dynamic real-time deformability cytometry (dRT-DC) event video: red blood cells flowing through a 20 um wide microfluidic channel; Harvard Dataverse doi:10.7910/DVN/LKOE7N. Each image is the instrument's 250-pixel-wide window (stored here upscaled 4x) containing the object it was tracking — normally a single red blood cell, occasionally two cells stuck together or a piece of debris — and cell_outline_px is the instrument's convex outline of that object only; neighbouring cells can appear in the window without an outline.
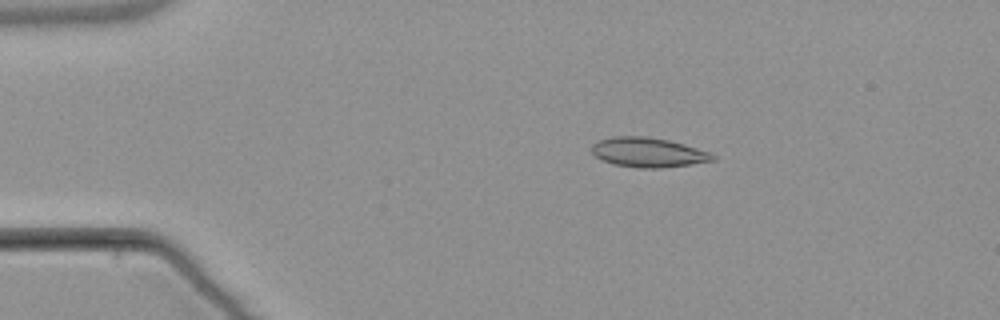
{"species": "common noctule bat (a hibernating species)", "species_latin": "Nyctalus noctula", "temperature_condition": "warm", "stored_images_in_passage": 17, "camera_frame_rate_fps": 3000, "um_per_image_px": 0.085, "animal": {"sex": "male", "body_mass_g": 21.5, "forearm_length_mm": 52.0}, "frame": {"image": 1, "passage_image": 10, "time_ms": 3.0, "image_size_px": [1000, 320], "cell_outline_px": [[716, 160], [660, 168], [640, 168], [612, 164], [596, 156], [592, 152], [592, 144], [600, 140], [612, 136], [644, 136], [668, 140], [684, 144], [708, 152], [716, 156]], "centroid_in_image_um": [55.08, 12.95], "position_along_channel_um": 29.9, "area_um2": 20.63}}